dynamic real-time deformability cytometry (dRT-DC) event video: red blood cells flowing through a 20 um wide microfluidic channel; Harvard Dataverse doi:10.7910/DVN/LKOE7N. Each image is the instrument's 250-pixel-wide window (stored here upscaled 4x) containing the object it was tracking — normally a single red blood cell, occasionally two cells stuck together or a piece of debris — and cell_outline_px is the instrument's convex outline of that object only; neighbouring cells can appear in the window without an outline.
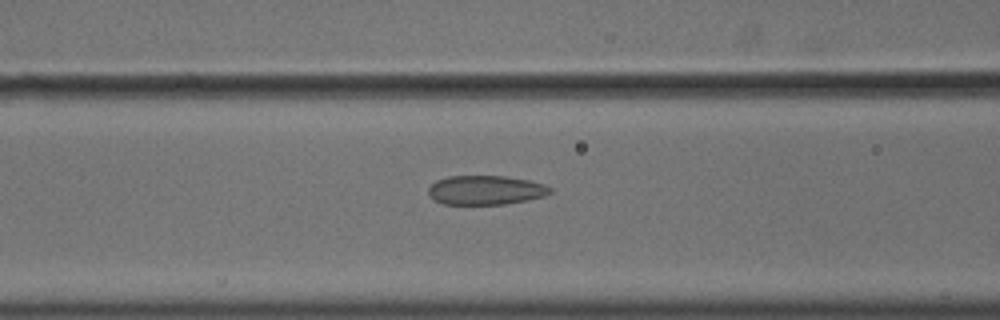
{"species": "common noctule bat (a hibernating species)", "species_latin": "Nyctalus noctula", "temperature_condition": "cold", "stored_images_in_passage": 15, "camera_frame_rate_fps": 3000, "um_per_image_px": 0.085, "animal": {"sex": "male", "body_mass_g": 18.8}, "frame": {"image": 1, "passage_image": 13, "time_ms": 4.0, "image_size_px": [1000, 320], "cell_outline_px": [[552, 192], [544, 196], [528, 200], [504, 204], [444, 204], [436, 200], [428, 192], [428, 188], [436, 180], [448, 176], [504, 176], [528, 180], [544, 184], [552, 188]], "centroid_in_image_um": [41.3, 16.15], "position_along_channel_um": 125.3, "area_um2": 20.63}}